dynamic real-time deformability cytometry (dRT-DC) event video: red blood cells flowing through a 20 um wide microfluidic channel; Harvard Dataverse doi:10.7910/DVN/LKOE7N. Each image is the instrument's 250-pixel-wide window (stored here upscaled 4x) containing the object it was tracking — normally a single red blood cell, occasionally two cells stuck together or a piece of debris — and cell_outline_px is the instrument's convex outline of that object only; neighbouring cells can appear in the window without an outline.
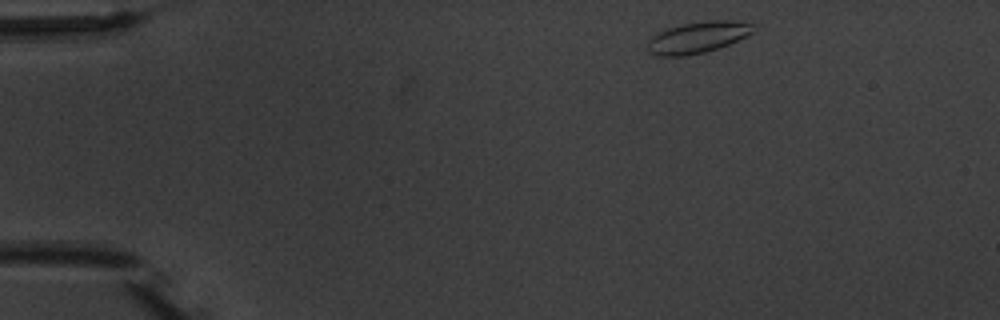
{"species": "common noctule bat (a hibernating species)", "species_latin": "Nyctalus noctula", "temperature_condition": "warm", "stored_images_in_passage": 4, "camera_frame_rate_fps": 3000, "um_per_image_px": 0.085, "animal": {"sex": "male", "body_mass_g": 20.1, "forearm_length_mm": 53.5}, "frame": {"image": 1, "passage_image": 1, "time_ms": 0.0, "image_size_px": [1000, 320], "cell_outline_px": [[756, 28], [752, 32], [720, 48], [704, 52], [684, 56], [656, 56], [648, 52], [648, 40], [652, 36], [668, 28], [684, 24], [708, 20], [732, 20], [752, 24]], "centroid_in_image_um": [59.28, 3.18], "position_along_channel_um": 25.7, "area_um2": 19.13}}